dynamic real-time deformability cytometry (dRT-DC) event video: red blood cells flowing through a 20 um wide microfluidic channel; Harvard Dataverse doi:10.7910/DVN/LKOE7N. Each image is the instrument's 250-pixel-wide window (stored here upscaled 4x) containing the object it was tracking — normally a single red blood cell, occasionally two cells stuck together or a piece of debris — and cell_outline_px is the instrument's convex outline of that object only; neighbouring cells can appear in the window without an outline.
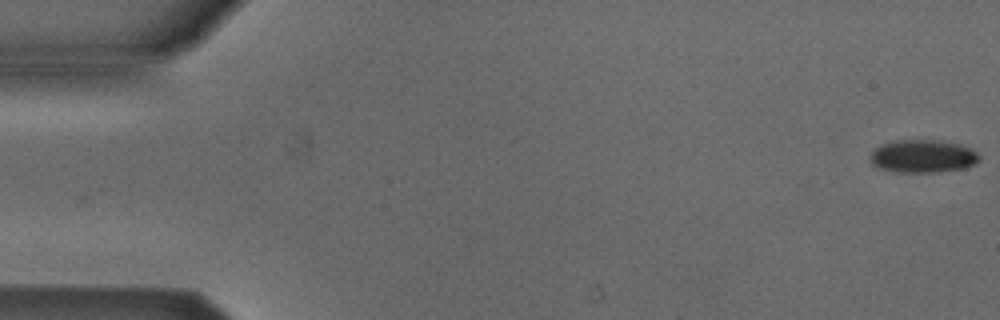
{"species": "Egyptian fruit bat (a non-hibernating species)", "species_latin": "Rousettus aegyptiacus", "temperature_condition": "cold", "stored_images_in_passage": 3, "camera_frame_rate_fps": 3000, "um_per_image_px": 0.085, "animal": {"sex": "male"}, "frame": {"image": 1, "passage_image": 3, "time_ms": 0.667, "image_size_px": [1000, 320], "cell_outline_px": [[980, 160], [976, 164], [964, 168], [940, 172], [896, 172], [880, 168], [872, 164], [868, 156], [880, 144], [892, 140], [940, 140], [960, 144], [972, 148], [980, 156]], "centroid_in_image_um": [78.45, 13.27], "position_along_channel_um": 6.5, "area_um2": 21.27}}